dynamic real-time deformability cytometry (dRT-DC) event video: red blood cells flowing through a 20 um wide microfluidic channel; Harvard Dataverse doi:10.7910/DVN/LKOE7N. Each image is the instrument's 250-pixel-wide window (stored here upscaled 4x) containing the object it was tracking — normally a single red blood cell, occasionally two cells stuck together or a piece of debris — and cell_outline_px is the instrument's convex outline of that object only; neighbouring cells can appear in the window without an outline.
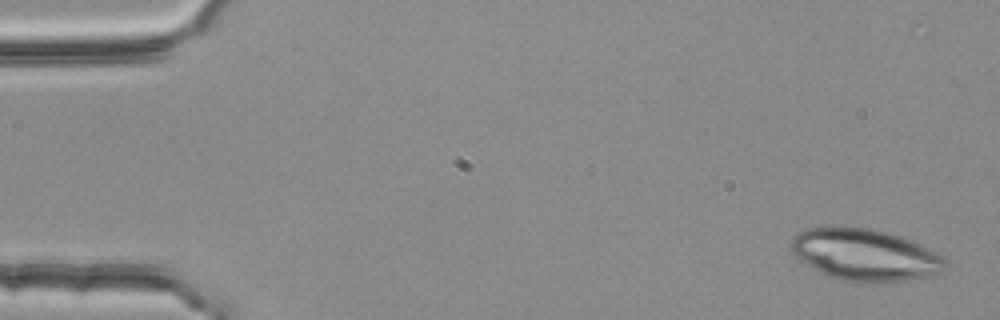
{"species": "common noctule bat (a hibernating species)", "species_latin": "Nyctalus noctula", "temperature_condition": "room temperature", "stored_images_in_passage": 54, "camera_frame_rate_fps": 3000, "um_per_image_px": 0.085, "animal": {"sex": "female", "body_mass_g": 25.1}, "frame": {"image": 1, "passage_image": 2, "time_ms": 0.333, "image_size_px": [1000, 320], "cell_outline_px": [[948, 264], [940, 272], [924, 276], [904, 280], [880, 284], [840, 280], [828, 276], [800, 260], [788, 248], [792, 240], [804, 228], [832, 224], [868, 228], [888, 232], [912, 240], [944, 256]], "centroid_in_image_um": [73.49, 21.63], "position_along_channel_um": 11.5, "area_um2": 47.22}}
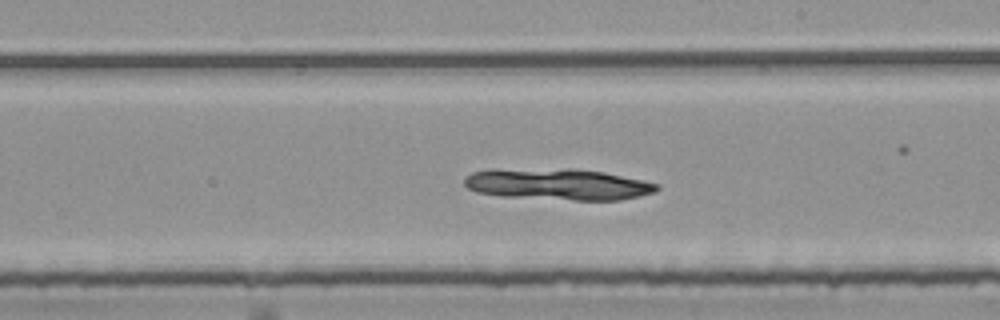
{"frame": {"image": 2, "passage_image": 31, "time_ms": 10.0, "image_size_px": [1000, 320], "cell_outline_px": [[660, 188], [656, 192], [640, 196], [620, 200], [572, 200], [500, 196], [476, 192], [468, 188], [464, 184], [464, 176], [472, 172], [492, 168], [572, 168], [604, 172], [660, 184]], "centroid_in_image_um": [47.38, 15.65], "position_along_channel_um": 241.6, "area_um2": 35.84}}
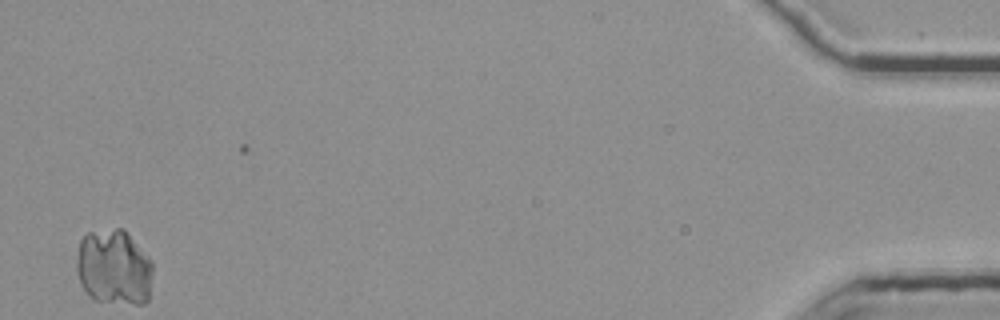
{"frame": {"image": 3, "passage_image": 53, "time_ms": 17.333, "image_size_px": [1000, 320], "cell_outline_px": [[152, 272], [148, 300], [144, 304], [136, 304], [92, 300], [88, 296], [80, 284], [76, 272], [76, 260], [80, 240], [88, 232], [116, 228], [124, 228], [152, 260]], "centroid_in_image_um": [9.67, 22.73], "position_along_channel_um": 425.5, "area_um2": 34.04}}